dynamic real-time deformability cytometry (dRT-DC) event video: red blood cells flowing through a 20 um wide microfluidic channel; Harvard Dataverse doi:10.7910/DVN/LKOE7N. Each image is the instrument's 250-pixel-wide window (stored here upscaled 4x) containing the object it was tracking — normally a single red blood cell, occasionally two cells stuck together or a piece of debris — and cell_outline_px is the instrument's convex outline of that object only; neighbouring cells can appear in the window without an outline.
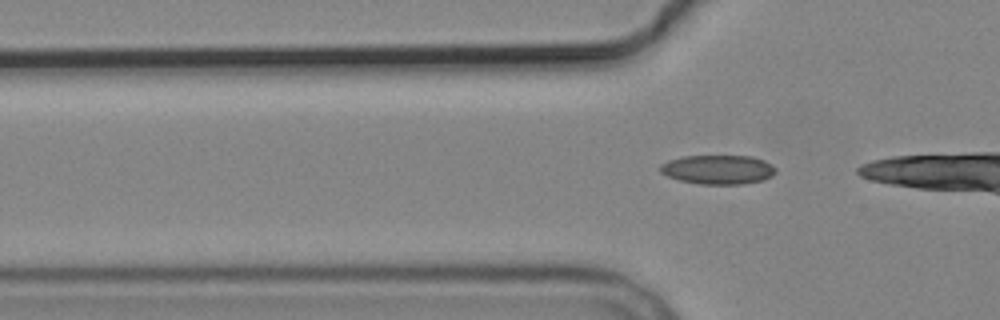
{"species": "common noctule bat (a hibernating species)", "species_latin": "Nyctalus noctula", "temperature_condition": "cold", "stored_images_in_passage": 7, "camera_frame_rate_fps": 3000, "um_per_image_px": 0.085, "animal": {"sex": "male", "body_mass_g": 19.2, "forearm_length_mm": 51.8}, "frame": {"image": 1, "passage_image": 7, "time_ms": 8.0, "image_size_px": [1000, 320], "cell_outline_px": [[776, 172], [772, 176], [764, 180], [744, 184], [700, 184], [680, 180], [668, 176], [660, 172], [660, 164], [668, 160], [680, 156], [752, 156], [764, 160], [776, 168]], "centroid_in_image_um": [61.04, 14.41], "position_along_channel_um": 64.8, "area_um2": 19.77}}